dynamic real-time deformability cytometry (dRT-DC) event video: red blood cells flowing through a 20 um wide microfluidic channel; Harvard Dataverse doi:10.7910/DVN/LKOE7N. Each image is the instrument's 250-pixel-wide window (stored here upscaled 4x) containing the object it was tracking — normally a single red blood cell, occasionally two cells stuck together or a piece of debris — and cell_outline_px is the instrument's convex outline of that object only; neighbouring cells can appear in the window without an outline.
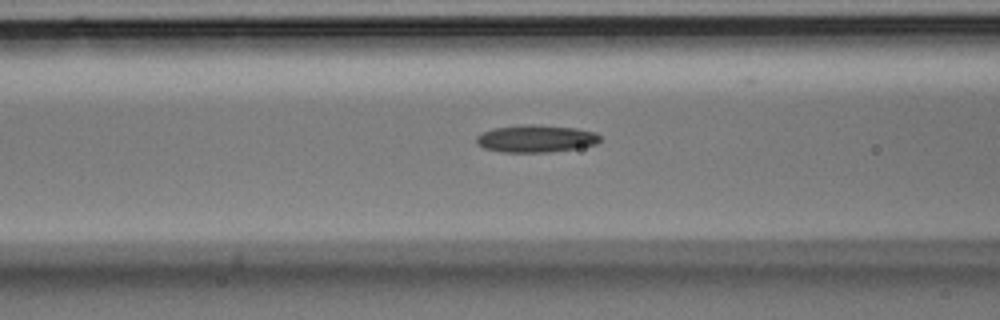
{"species": "Egyptian fruit bat (a non-hibernating species)", "species_latin": "Rousettus aegyptiacus", "temperature_condition": "room temperature", "stored_images_in_passage": 33, "camera_frame_rate_fps": 3000, "um_per_image_px": 0.085, "animal": {"sex": "male"}, "frame": {"image": 1, "passage_image": 13, "time_ms": 4.0, "image_size_px": [1000, 320], "cell_outline_px": [[600, 140], [596, 144], [576, 148], [548, 152], [504, 152], [484, 148], [476, 144], [476, 136], [492, 128], [524, 124], [528, 124], [576, 128], [596, 132], [600, 136]], "centroid_in_image_um": [45.53, 11.78], "position_along_channel_um": 121.1, "area_um2": 19.65}}
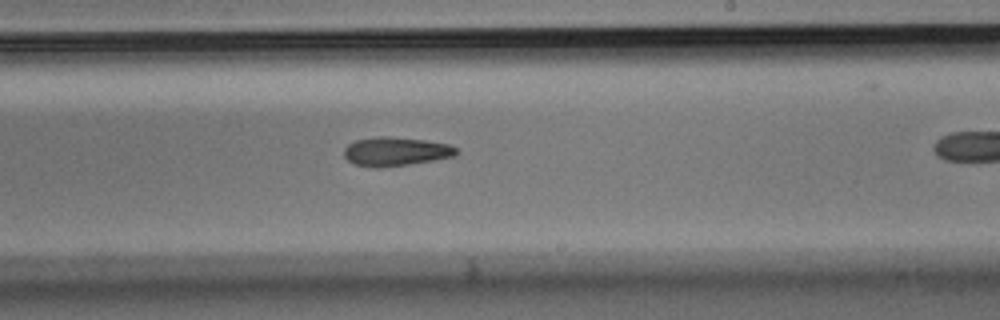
{"frame": {"image": 2, "passage_image": 23, "time_ms": 7.333, "image_size_px": [1000, 320], "cell_outline_px": [[460, 152], [456, 156], [408, 164], [376, 168], [356, 164], [348, 160], [344, 156], [344, 148], [348, 144], [356, 140], [380, 136], [384, 136], [424, 140], [448, 144], [456, 148]], "centroid_in_image_um": [33.64, 12.87], "position_along_channel_um": 255.4, "area_um2": 18.67}}
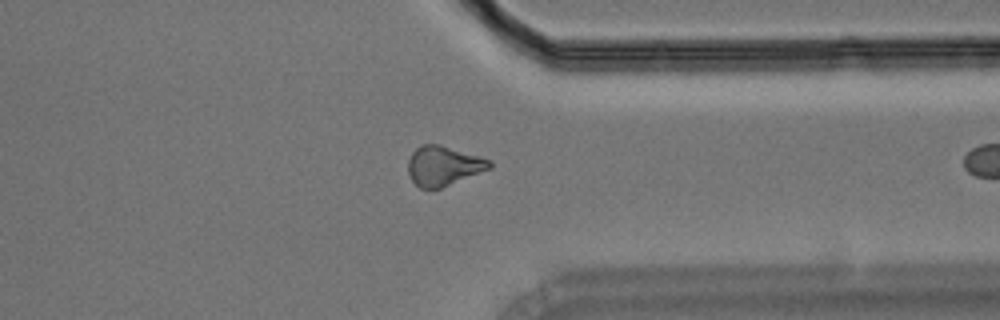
{"frame": {"image": 3, "passage_image": 32, "time_ms": 10.333, "image_size_px": [1000, 320], "cell_outline_px": [[492, 168], [440, 188], [420, 188], [412, 180], [408, 172], [408, 160], [412, 152], [420, 144], [440, 144], [480, 156], [492, 160]], "centroid_in_image_um": [37.7, 14.07], "position_along_channel_um": 373.7, "area_um2": 18.84}}